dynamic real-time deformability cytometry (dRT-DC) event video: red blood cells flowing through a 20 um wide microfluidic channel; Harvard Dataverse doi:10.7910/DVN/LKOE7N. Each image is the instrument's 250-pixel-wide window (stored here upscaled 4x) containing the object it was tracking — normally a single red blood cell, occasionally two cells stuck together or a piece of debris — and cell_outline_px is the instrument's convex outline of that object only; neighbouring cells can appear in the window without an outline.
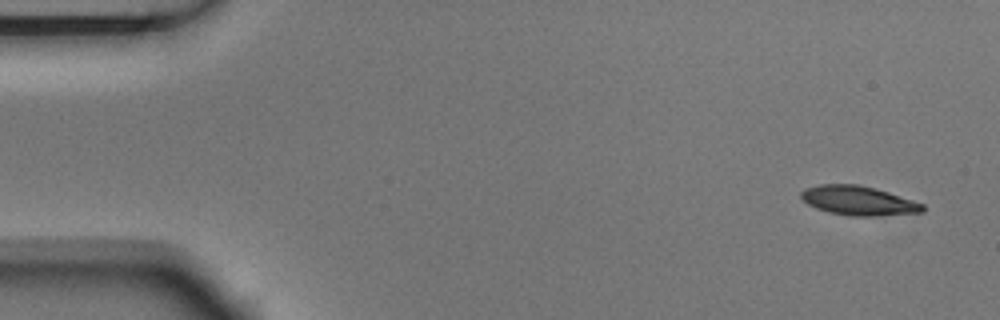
{"species": "Egyptian fruit bat (a non-hibernating species)", "species_latin": "Rousettus aegyptiacus", "temperature_condition": "room temperature", "stored_images_in_passage": 5, "camera_frame_rate_fps": 3000, "um_per_image_px": 0.085, "animal": {"sex": "male"}, "frame": {"image": 1, "passage_image": 1, "time_ms": 0.0, "image_size_px": [1000, 320], "cell_outline_px": [[924, 212], [872, 216], [852, 216], [828, 212], [816, 208], [808, 204], [800, 196], [800, 192], [804, 188], [820, 184], [856, 184], [876, 188], [924, 204]], "centroid_in_image_um": [72.94, 17.05], "position_along_channel_um": 12.1, "area_um2": 20.69}}